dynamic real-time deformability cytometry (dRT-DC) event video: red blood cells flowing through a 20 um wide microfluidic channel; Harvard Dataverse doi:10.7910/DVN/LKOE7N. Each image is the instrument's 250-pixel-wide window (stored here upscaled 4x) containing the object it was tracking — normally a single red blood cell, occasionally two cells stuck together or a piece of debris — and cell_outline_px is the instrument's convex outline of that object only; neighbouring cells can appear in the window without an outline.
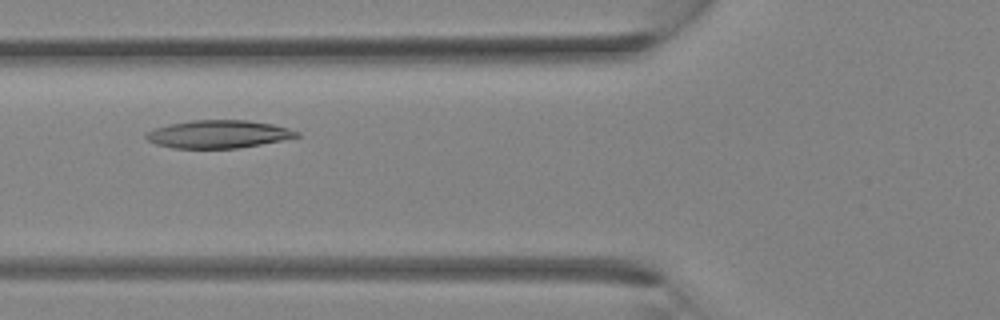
{"species": "Egyptian fruit bat (a non-hibernating species)", "species_latin": "Rousettus aegyptiacus", "temperature_condition": "room temperature", "stored_images_in_passage": 30, "camera_frame_rate_fps": 3000, "um_per_image_px": 0.085, "animal": {"sex": "female"}, "frame": {"image": 1, "passage_image": 9, "time_ms": 2.667, "image_size_px": [1000, 320], "cell_outline_px": [[300, 136], [260, 144], [236, 148], [172, 148], [156, 144], [148, 140], [144, 136], [148, 132], [156, 128], [168, 124], [192, 120], [248, 120], [272, 124], [288, 128], [300, 132]], "centroid_in_image_um": [18.55, 11.4], "position_along_channel_um": 107.2, "area_um2": 24.28}}
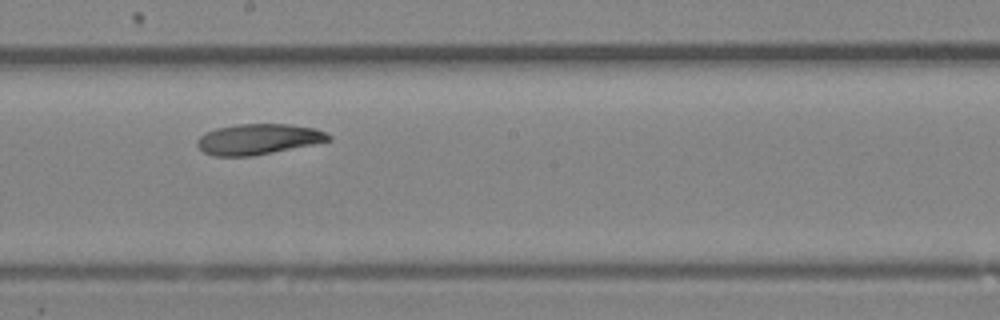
{"frame": {"image": 2, "passage_image": 15, "time_ms": 4.667, "image_size_px": [1000, 320], "cell_outline_px": [[332, 140], [252, 156], [212, 156], [204, 152], [196, 144], [196, 140], [200, 136], [216, 128], [236, 124], [288, 124], [316, 128], [332, 136]], "centroid_in_image_um": [21.94, 11.82], "position_along_channel_um": 226.3, "area_um2": 23.29}}
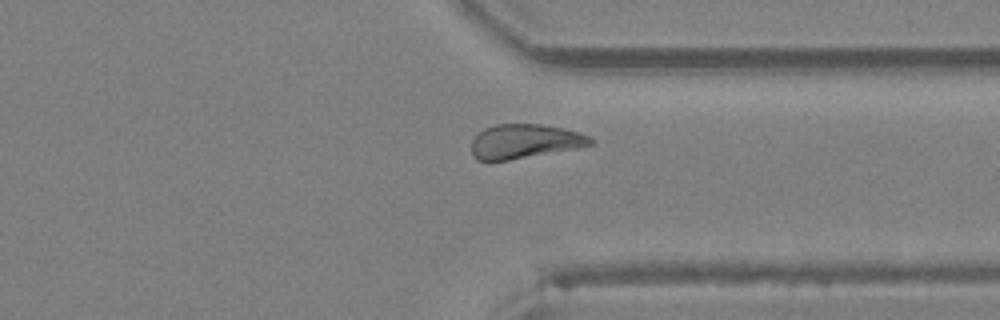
{"frame": {"image": 3, "passage_image": 22, "time_ms": 7.0, "image_size_px": [1000, 320], "cell_outline_px": [[592, 144], [572, 148], [508, 160], [476, 160], [472, 156], [472, 140], [484, 128], [496, 124], [540, 124], [564, 128], [588, 136], [592, 140]], "centroid_in_image_um": [44.52, 12.0], "position_along_channel_um": 366.9, "area_um2": 23.18}}